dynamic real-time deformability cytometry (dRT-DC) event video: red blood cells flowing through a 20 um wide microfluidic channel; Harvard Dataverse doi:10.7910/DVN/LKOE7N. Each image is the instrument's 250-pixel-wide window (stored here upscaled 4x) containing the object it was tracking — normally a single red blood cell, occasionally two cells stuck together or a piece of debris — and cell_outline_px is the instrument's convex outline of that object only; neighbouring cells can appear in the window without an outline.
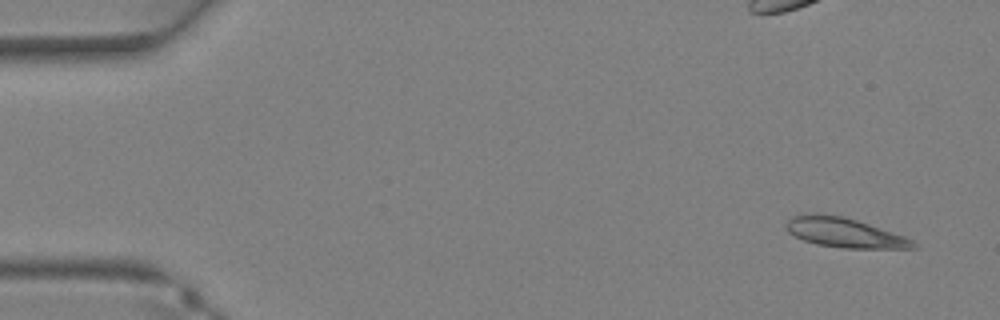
{"species": "Egyptian fruit bat (a non-hibernating species)", "species_latin": "Rousettus aegyptiacus", "temperature_condition": "warm", "stored_images_in_passage": 35, "camera_frame_rate_fps": 3000, "um_per_image_px": 0.085, "animal": {"sex": "female"}, "frame": {"image": 1, "passage_image": 1, "time_ms": 0.0, "image_size_px": [1000, 320], "cell_outline_px": [[916, 248], [844, 248], [816, 244], [804, 240], [788, 232], [788, 220], [792, 216], [804, 212], [816, 212], [844, 216], [904, 236], [912, 240], [916, 244]], "centroid_in_image_um": [71.74, 19.75], "position_along_channel_um": 13.3, "area_um2": 21.79}}
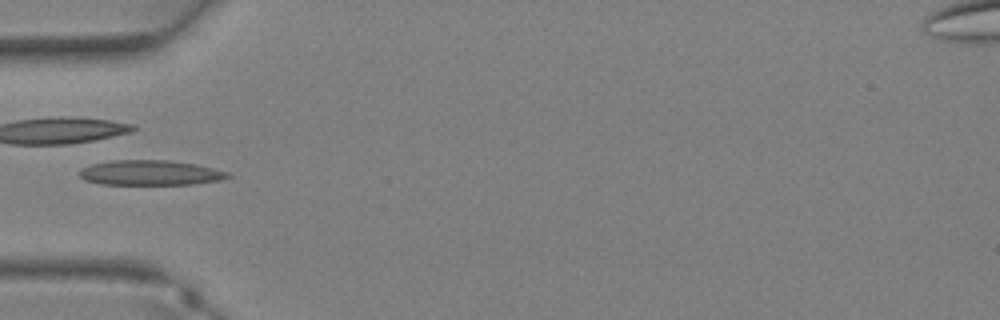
{"frame": {"image": 2, "passage_image": 11, "time_ms": 3.333, "image_size_px": [1000, 320], "cell_outline_px": [[232, 176], [220, 180], [192, 184], [100, 184], [84, 180], [80, 176], [80, 172], [84, 168], [92, 164], [112, 160], [168, 160], [196, 164], [228, 172]], "centroid_in_image_um": [12.79, 14.68], "position_along_channel_um": 72.2, "area_um2": 21.44}}
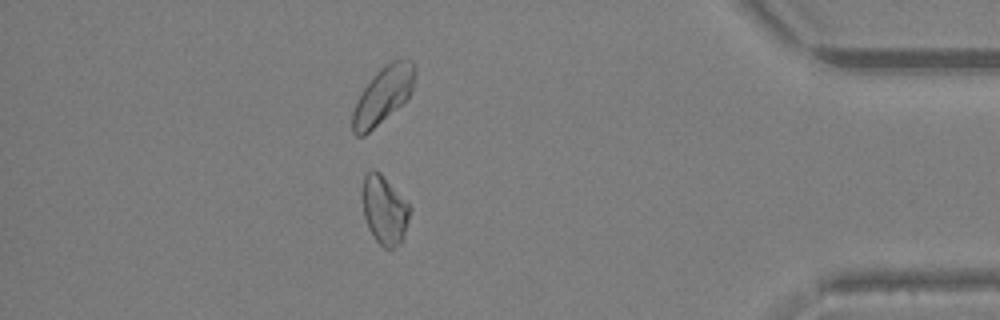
{"frame": {"image": 3, "passage_image": 31, "time_ms": 10.0, "image_size_px": [1000, 320], "cell_outline_px": [[412, 208], [404, 236], [400, 244], [392, 248], [384, 248], [372, 236], [368, 228], [364, 216], [364, 176], [372, 168], [380, 172], [408, 200]], "centroid_in_image_um": [32.73, 17.85], "position_along_channel_um": 402.5, "area_um2": 19.13}}